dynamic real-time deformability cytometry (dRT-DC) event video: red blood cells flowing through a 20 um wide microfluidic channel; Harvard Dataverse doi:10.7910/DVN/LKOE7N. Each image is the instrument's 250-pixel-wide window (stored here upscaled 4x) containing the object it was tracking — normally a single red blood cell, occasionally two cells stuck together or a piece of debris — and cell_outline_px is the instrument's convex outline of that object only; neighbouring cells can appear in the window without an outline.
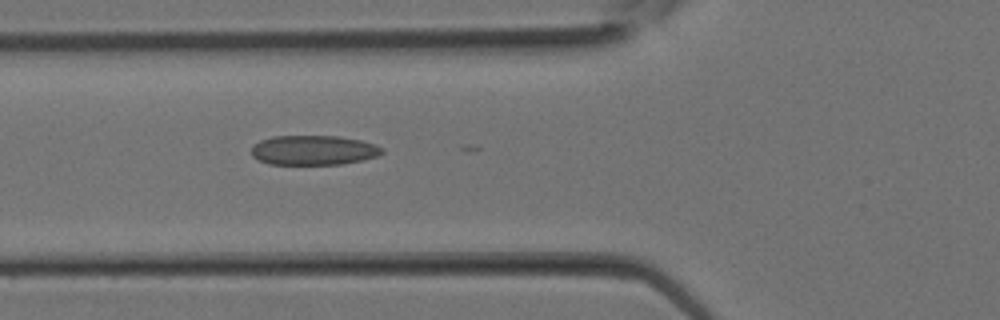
{"species": "Egyptian fruit bat (a non-hibernating species)", "species_latin": "Rousettus aegyptiacus", "temperature_condition": "room temperature", "stored_images_in_passage": 11, "camera_frame_rate_fps": 3000, "um_per_image_px": 0.085, "animal": {"sex": "female"}, "frame": {"image": 1, "passage_image": 11, "time_ms": 3.333, "image_size_px": [1000, 320], "cell_outline_px": [[384, 152], [376, 156], [364, 160], [340, 164], [268, 164], [252, 156], [252, 144], [260, 140], [272, 136], [340, 136], [360, 140], [376, 144], [384, 148]], "centroid_in_image_um": [26.66, 12.76], "position_along_channel_um": 99.1, "area_um2": 22.72}}